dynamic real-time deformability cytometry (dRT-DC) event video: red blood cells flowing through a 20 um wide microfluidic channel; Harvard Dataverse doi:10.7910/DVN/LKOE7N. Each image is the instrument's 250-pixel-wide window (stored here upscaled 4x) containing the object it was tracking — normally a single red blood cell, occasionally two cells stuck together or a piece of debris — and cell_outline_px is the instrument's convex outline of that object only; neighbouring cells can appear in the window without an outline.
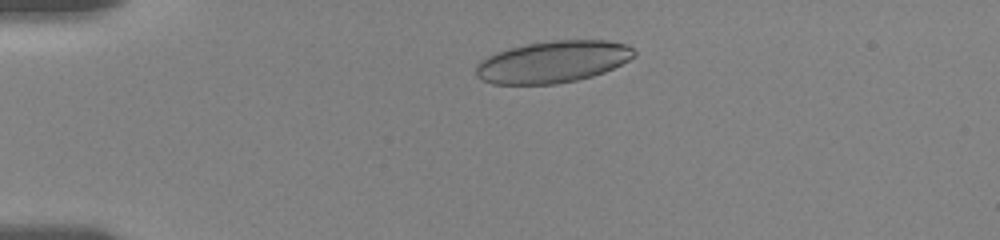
{"species": "human", "species_latin": "Homo sapiens", "temperature_condition": "room temperature", "stored_images_in_passage": 51, "camera_frame_rate_fps": 3000, "um_per_image_px": 0.085, "donor": {"sex": "female"}, "frame": {"image": 1, "passage_image": 8, "time_ms": 2.333, "image_size_px": [1000, 240], "cell_outline_px": [[636, 56], [604, 72], [592, 76], [576, 80], [556, 84], [492, 84], [480, 80], [476, 76], [476, 64], [480, 60], [496, 52], [508, 48], [528, 44], [552, 40], [608, 40], [628, 44], [636, 52]], "centroid_in_image_um": [46.97, 5.25], "position_along_channel_um": 38.0, "area_um2": 38.73}}
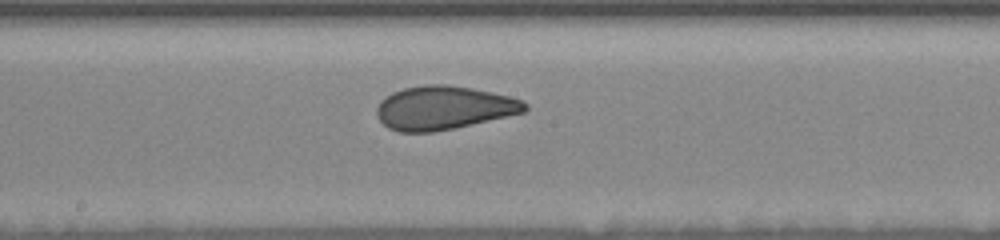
{"frame": {"image": 2, "passage_image": 26, "time_ms": 8.333, "image_size_px": [1000, 240], "cell_outline_px": [[528, 108], [524, 112], [456, 128], [432, 132], [400, 132], [388, 128], [376, 116], [376, 108], [380, 100], [392, 92], [404, 88], [424, 84], [448, 84], [472, 88], [492, 92], [524, 100], [528, 104]], "centroid_in_image_um": [37.7, 9.16], "position_along_channel_um": 210.5, "area_um2": 37.86}}
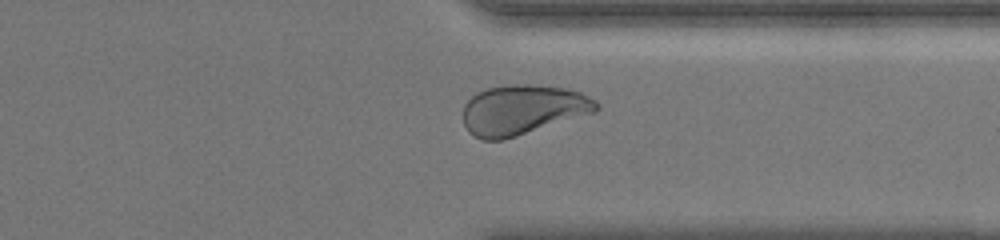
{"frame": {"image": 3, "passage_image": 39, "time_ms": 12.667, "image_size_px": [1000, 240], "cell_outline_px": [[600, 108], [596, 112], [504, 140], [484, 140], [468, 132], [464, 124], [464, 104], [472, 96], [488, 88], [512, 84], [532, 84], [564, 88], [580, 92], [596, 100], [600, 104]], "centroid_in_image_um": [44.46, 9.33], "position_along_channel_um": 366.9, "area_um2": 38.78}, "authors_computed_cell_mechanics": {"area_um2": 38.3792, "velocity_mm_per_s": 3.6215, "shape_relaxation_time_tau1_ms": 6.8822, "shape_relaxation_time_tau2_ms": 1.0005, "deformation_change_tau1": 0.1741, "deformation_change_tau2": 0.0747}}